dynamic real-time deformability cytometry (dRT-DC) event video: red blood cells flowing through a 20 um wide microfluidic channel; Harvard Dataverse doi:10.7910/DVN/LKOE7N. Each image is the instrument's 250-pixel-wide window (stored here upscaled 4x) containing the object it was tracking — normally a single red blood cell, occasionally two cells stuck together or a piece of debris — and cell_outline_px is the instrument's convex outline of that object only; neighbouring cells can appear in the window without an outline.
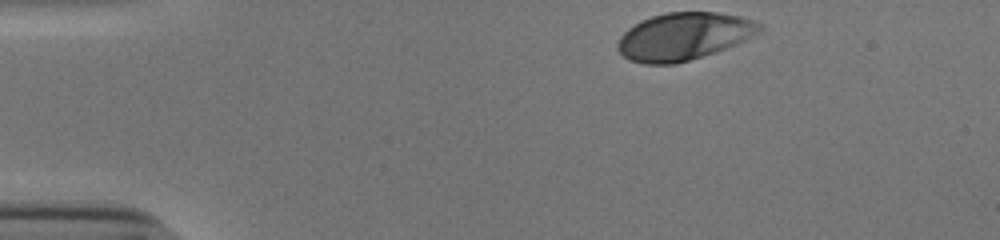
{"species": "human", "species_latin": "Homo sapiens", "temperature_condition": "cold", "stored_images_in_passage": 35, "camera_frame_rate_fps": 3000, "um_per_image_px": 0.085, "donor": {"sex": "male"}, "frame": {"image": 1, "passage_image": 1, "time_ms": 0.0, "image_size_px": [1000, 240], "cell_outline_px": [[764, 28], [760, 32], [736, 44], [676, 64], [644, 64], [628, 60], [616, 48], [616, 44], [620, 36], [628, 28], [640, 20], [652, 16], [668, 12], [716, 12], [740, 16], [764, 24]], "centroid_in_image_um": [58.1, 3.08], "position_along_channel_um": 26.9, "area_um2": 39.19}}
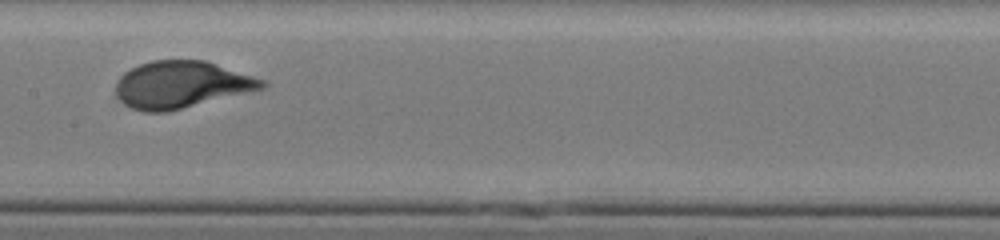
{"frame": {"image": 2, "passage_image": 20, "time_ms": 6.333, "image_size_px": [1000, 240], "cell_outline_px": [[268, 88], [168, 112], [144, 112], [132, 108], [124, 104], [120, 100], [116, 92], [116, 80], [124, 72], [140, 64], [152, 60], [204, 60], [264, 80], [268, 84]], "centroid_in_image_um": [15.42, 7.21], "position_along_channel_um": 192.0, "area_um2": 40.17}}
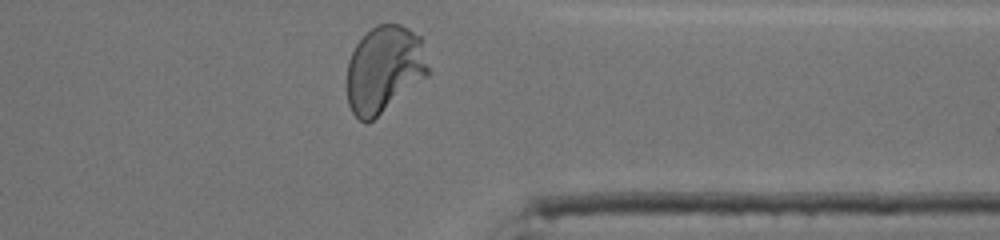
{"frame": {"image": 3, "passage_image": 35, "time_ms": 11.333, "image_size_px": [1000, 240], "cell_outline_px": [[432, 72], [428, 76], [372, 120], [364, 124], [352, 112], [348, 104], [344, 84], [348, 60], [356, 44], [376, 24], [400, 24], [408, 28], [420, 36]], "centroid_in_image_um": [32.64, 5.9], "position_along_channel_um": 378.8, "area_um2": 41.79}, "authors_computed_cell_mechanics": {"area_um2": 39.4196, "velocity_mm_per_s": 3.8272, "shape_relaxation_time_tau1_ms": 3.3195, "shape_relaxation_time_tau2_ms": null, "deformation_change_tau1": 0.1821, "deformation_change_tau2": null}}